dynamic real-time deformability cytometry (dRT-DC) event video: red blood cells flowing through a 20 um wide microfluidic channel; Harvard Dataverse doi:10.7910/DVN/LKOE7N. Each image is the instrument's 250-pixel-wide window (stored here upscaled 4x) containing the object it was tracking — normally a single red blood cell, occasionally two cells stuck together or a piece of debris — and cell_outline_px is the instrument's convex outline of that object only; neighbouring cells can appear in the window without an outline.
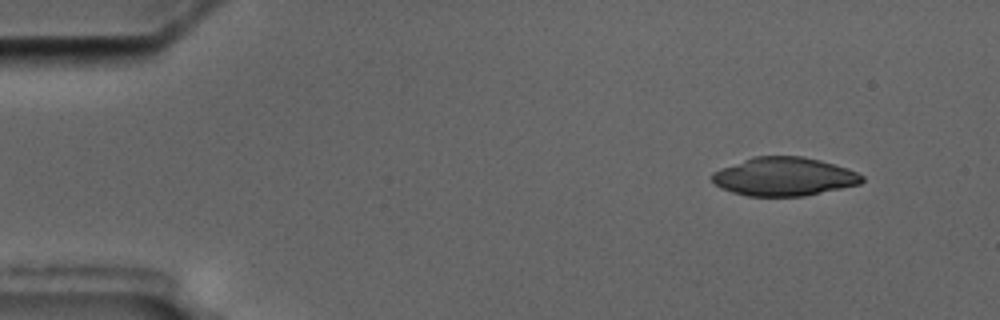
{"species": "common noctule bat (a hibernating species)", "species_latin": "Nyctalus noctula", "temperature_condition": "cold", "stored_images_in_passage": 4, "camera_frame_rate_fps": 3000, "um_per_image_px": 0.085, "animal": {"sex": "male", "body_mass_g": 17.5, "forearm_length_mm": 52.3}, "frame": {"image": 1, "passage_image": 1, "time_ms": 0.0, "image_size_px": [1000, 320], "cell_outline_px": [[864, 180], [860, 184], [804, 196], [748, 196], [732, 192], [720, 188], [708, 176], [712, 172], [720, 168], [752, 156], [804, 156], [820, 160], [848, 168], [864, 176]], "centroid_in_image_um": [66.61, 15.0], "position_along_channel_um": 18.4, "area_um2": 33.87}}